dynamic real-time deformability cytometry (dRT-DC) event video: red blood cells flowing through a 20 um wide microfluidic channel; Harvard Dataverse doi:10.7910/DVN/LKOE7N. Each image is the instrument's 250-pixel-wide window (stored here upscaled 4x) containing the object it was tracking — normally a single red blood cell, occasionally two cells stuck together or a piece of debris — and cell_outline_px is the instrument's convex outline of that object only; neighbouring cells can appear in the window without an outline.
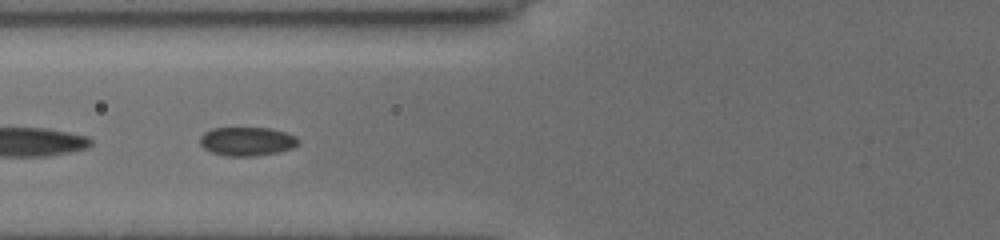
{"species": "common noctule bat (a hibernating species)", "species_latin": "Nyctalus noctula", "temperature_condition": "cold", "stored_images_in_passage": 15, "camera_frame_rate_fps": 3000, "um_per_image_px": 0.085, "animal": {"sex": "female", "body_mass_g": 19.5, "forearm_length_mm": 54.1}, "frame": {"image": 1, "passage_image": 13, "time_ms": 4.0, "image_size_px": [1000, 240], "cell_outline_px": [[300, 144], [292, 148], [280, 152], [256, 156], [224, 156], [212, 152], [204, 148], [200, 144], [200, 136], [204, 132], [212, 128], [268, 128], [284, 132], [296, 136], [300, 140]], "centroid_in_image_um": [21.01, 12.02], "position_along_channel_um": 104.8, "area_um2": 16.65}}